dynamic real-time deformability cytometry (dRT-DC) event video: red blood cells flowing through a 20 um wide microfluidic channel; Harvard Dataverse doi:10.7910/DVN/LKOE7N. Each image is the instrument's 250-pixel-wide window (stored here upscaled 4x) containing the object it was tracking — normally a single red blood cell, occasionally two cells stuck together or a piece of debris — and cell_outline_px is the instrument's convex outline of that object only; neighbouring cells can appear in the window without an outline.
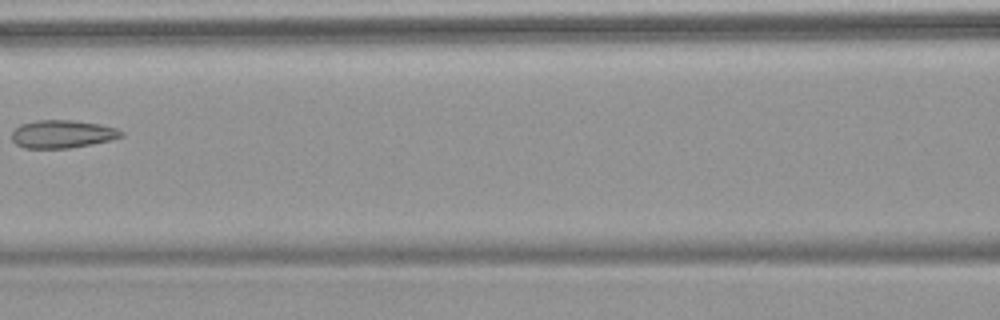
{"species": "common noctule bat (a hibernating species)", "species_latin": "Nyctalus noctula", "temperature_condition": "warm", "stored_images_in_passage": 8, "camera_frame_rate_fps": 3000, "um_per_image_px": 0.085, "animal": {"sex": "female", "body_mass_g": 18.4}, "frame": {"image": 1, "passage_image": 7, "time_ms": 8.0, "image_size_px": [1000, 320], "cell_outline_px": [[124, 136], [112, 140], [92, 144], [68, 148], [24, 148], [16, 144], [12, 140], [12, 132], [20, 124], [36, 120], [72, 120], [100, 124], [116, 128], [124, 132]], "centroid_in_image_um": [5.31, 11.39], "position_along_channel_um": 161.3, "area_um2": 17.92}}
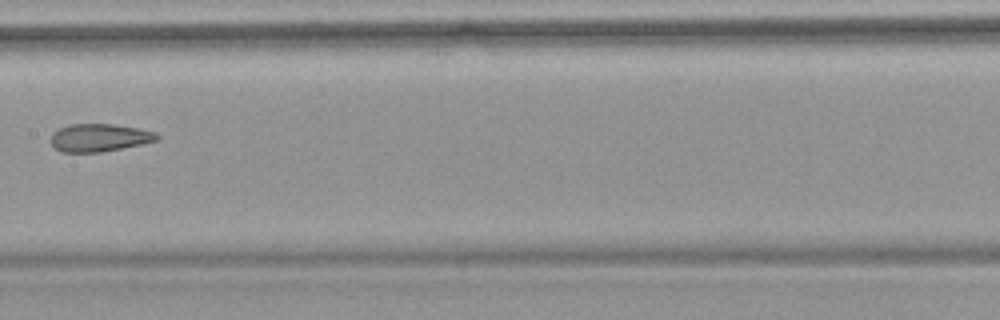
{"frame": {"image": 2, "passage_image": 8, "time_ms": 9.0, "image_size_px": [1000, 320], "cell_outline_px": [[160, 136], [156, 140], [140, 144], [100, 152], [60, 152], [52, 144], [52, 132], [60, 128], [72, 124], [112, 124], [136, 128], [156, 132]], "centroid_in_image_um": [8.43, 11.7], "position_along_channel_um": 199.0, "area_um2": 16.88}}